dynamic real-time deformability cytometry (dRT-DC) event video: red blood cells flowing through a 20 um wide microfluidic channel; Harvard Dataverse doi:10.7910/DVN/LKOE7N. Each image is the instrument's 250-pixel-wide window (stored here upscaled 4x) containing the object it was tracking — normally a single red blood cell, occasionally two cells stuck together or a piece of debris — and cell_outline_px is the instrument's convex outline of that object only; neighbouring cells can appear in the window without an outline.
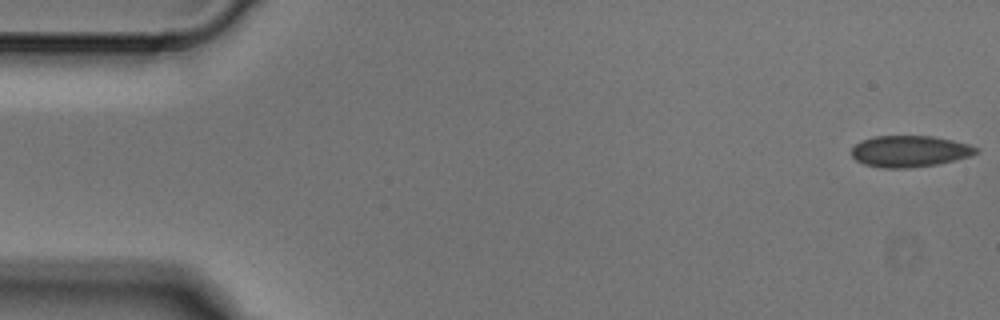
{"species": "Egyptian fruit bat (a non-hibernating species)", "species_latin": "Rousettus aegyptiacus", "temperature_condition": "cold", "stored_images_in_passage": 5, "camera_frame_rate_fps": 3000, "um_per_image_px": 0.085, "animal": {"sex": "male"}, "frame": {"image": 1, "passage_image": 1, "time_ms": 0.0, "image_size_px": [1000, 320], "cell_outline_px": [[980, 152], [972, 156], [956, 160], [936, 164], [908, 168], [884, 168], [864, 164], [856, 160], [852, 156], [852, 148], [860, 140], [876, 136], [932, 136], [952, 140], [968, 144], [980, 148]], "centroid_in_image_um": [77.36, 12.86], "position_along_channel_um": 7.6, "area_um2": 22.89}}
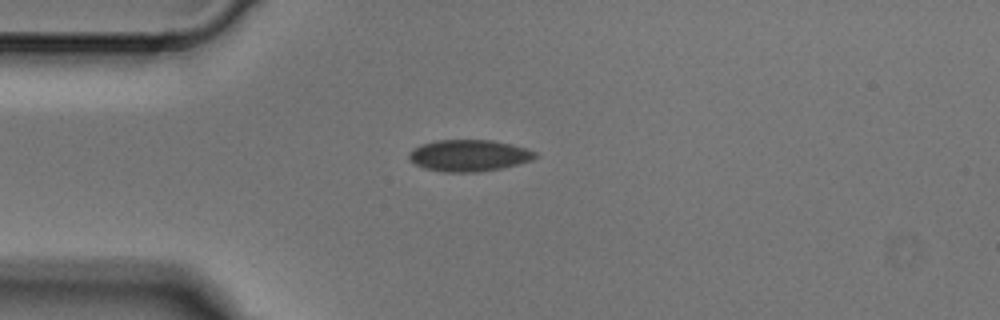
{"frame": {"image": 2, "passage_image": 4, "time_ms": 1.0, "image_size_px": [1000, 320], "cell_outline_px": [[540, 156], [532, 160], [500, 168], [480, 172], [444, 172], [424, 168], [416, 164], [408, 156], [412, 148], [420, 144], [436, 140], [492, 140], [524, 148], [536, 152]], "centroid_in_image_um": [39.84, 13.22], "position_along_channel_um": 45.2, "area_um2": 23.12}}